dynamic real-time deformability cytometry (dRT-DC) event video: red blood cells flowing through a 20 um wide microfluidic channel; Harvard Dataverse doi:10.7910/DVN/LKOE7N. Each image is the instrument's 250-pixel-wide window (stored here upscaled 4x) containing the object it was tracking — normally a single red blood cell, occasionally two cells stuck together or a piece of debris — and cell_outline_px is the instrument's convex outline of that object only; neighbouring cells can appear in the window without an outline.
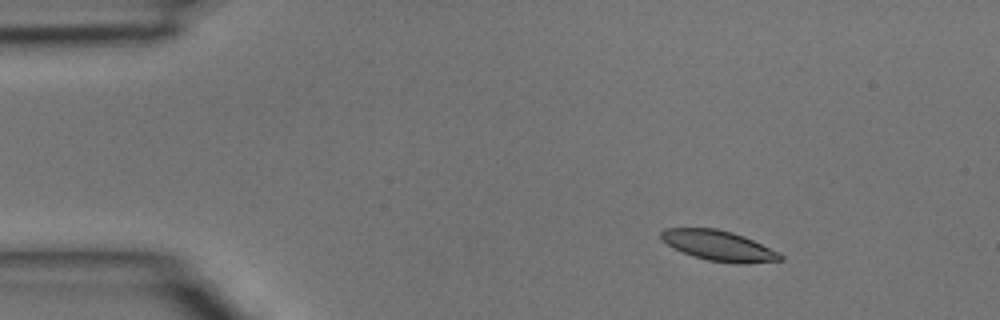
{"species": "common noctule bat (a hibernating species)", "species_latin": "Nyctalus noctula", "temperature_condition": "room temperature", "stored_images_in_passage": 6, "camera_frame_rate_fps": 3000, "um_per_image_px": 0.085, "animal": {"sex": "male", "body_mass_g": 15.6}, "frame": {"image": 1, "passage_image": 2, "time_ms": 0.333, "image_size_px": [1000, 320], "cell_outline_px": [[784, 260], [748, 264], [740, 264], [708, 260], [692, 256], [672, 248], [660, 240], [660, 232], [664, 228], [716, 228], [732, 232], [752, 240], [780, 252], [784, 256]], "centroid_in_image_um": [61.08, 20.89], "position_along_channel_um": 23.9, "area_um2": 21.27}}
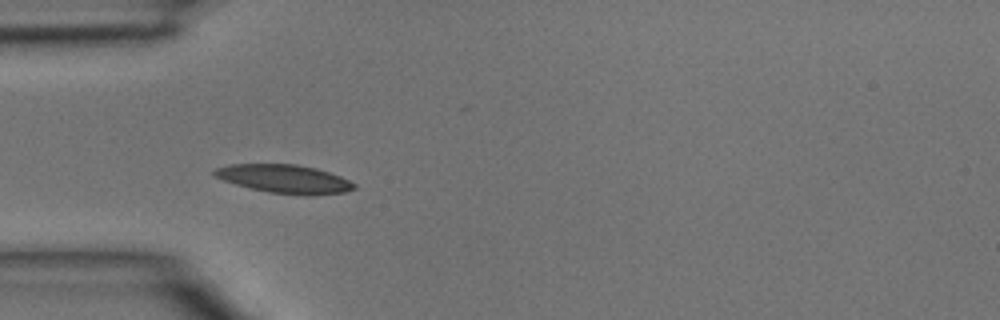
{"frame": {"image": 2, "passage_image": 4, "time_ms": 1.0, "image_size_px": [1000, 320], "cell_outline_px": [[356, 188], [344, 192], [312, 196], [308, 196], [268, 192], [236, 184], [224, 180], [216, 176], [212, 172], [216, 168], [228, 164], [296, 164], [316, 168], [340, 176], [356, 184]], "centroid_in_image_um": [24.21, 15.21], "position_along_channel_um": 60.8, "area_um2": 23.12}}